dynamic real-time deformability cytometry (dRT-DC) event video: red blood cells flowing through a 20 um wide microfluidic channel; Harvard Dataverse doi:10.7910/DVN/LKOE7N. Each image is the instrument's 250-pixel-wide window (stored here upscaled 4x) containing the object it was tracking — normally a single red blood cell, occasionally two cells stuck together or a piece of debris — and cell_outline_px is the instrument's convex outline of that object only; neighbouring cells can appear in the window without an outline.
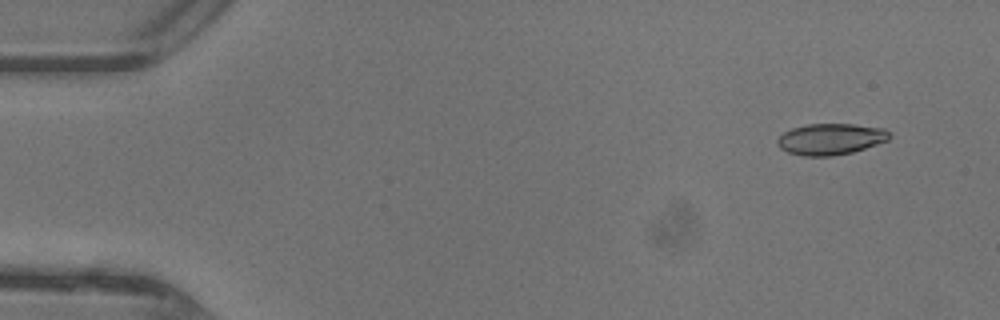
{"species": "common noctule bat (a hibernating species)", "species_latin": "Nyctalus noctula", "temperature_condition": "warm", "stored_images_in_passage": 44, "camera_frame_rate_fps": 3000, "um_per_image_px": 0.085, "animal": {"sex": "female"}, "frame": {"image": 1, "passage_image": 1, "time_ms": 0.0, "image_size_px": [1000, 320], "cell_outline_px": [[892, 136], [888, 140], [852, 152], [832, 156], [804, 156], [788, 152], [780, 148], [776, 144], [776, 140], [784, 132], [792, 128], [808, 124], [856, 124], [884, 128]], "centroid_in_image_um": [70.59, 11.82], "position_along_channel_um": 14.4, "area_um2": 20.4}}
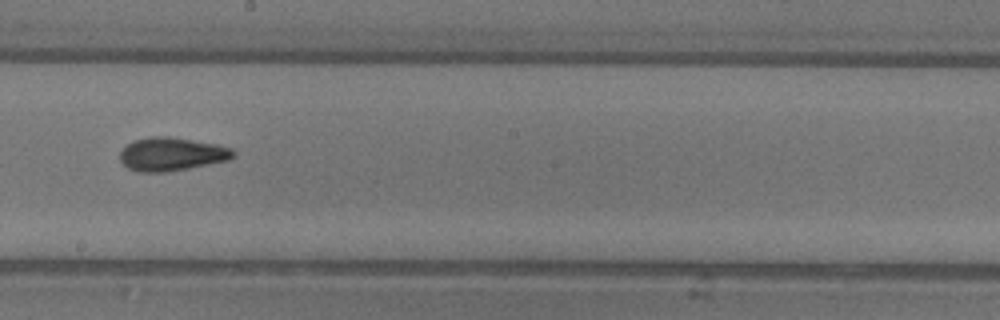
{"frame": {"image": 2, "passage_image": 24, "time_ms": 7.667, "image_size_px": [1000, 320], "cell_outline_px": [[236, 156], [228, 160], [168, 172], [140, 172], [128, 168], [120, 160], [120, 152], [132, 140], [152, 136], [168, 136], [216, 144], [232, 148], [236, 152]], "centroid_in_image_um": [14.6, 13.1], "position_along_channel_um": 233.6, "area_um2": 22.02}}
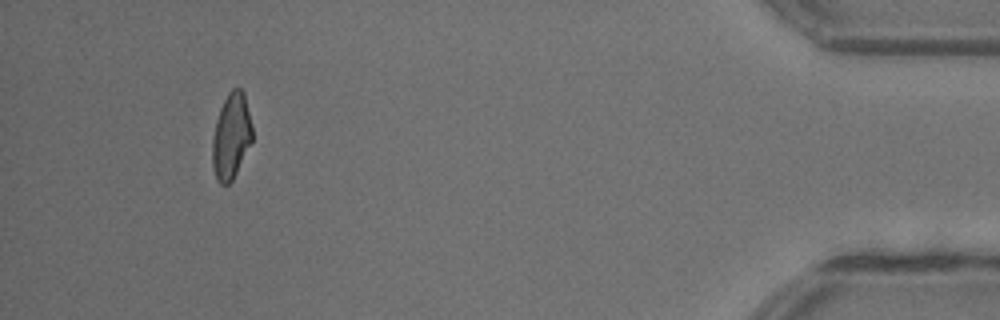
{"frame": {"image": 3, "passage_image": 41, "time_ms": 13.333, "image_size_px": [1000, 320], "cell_outline_px": [[252, 140], [232, 180], [228, 184], [220, 184], [216, 180], [212, 164], [212, 140], [216, 120], [220, 108], [228, 92], [232, 88], [240, 88], [244, 92], [252, 124]], "centroid_in_image_um": [19.64, 11.56], "position_along_channel_um": 415.6, "area_um2": 19.88}, "authors_computed_cell_mechanics": {"area_um2": 20.8947, "velocity_mm_per_s": 4.4423, "shape_relaxation_time_tau1_ms": 6.9235, "shape_relaxation_time_tau2_ms": 2.035, "deformation_change_tau1": 0.1942, "deformation_change_tau2": 0.0804}}